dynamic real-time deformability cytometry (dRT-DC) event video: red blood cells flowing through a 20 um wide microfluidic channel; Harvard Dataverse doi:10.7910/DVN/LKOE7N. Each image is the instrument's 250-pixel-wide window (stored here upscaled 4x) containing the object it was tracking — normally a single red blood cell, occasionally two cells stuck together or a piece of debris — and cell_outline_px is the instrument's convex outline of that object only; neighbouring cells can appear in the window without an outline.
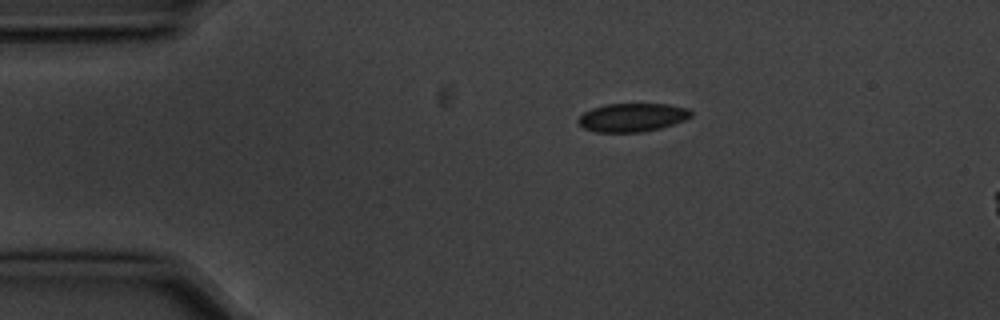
{"species": "common noctule bat (a hibernating species)", "species_latin": "Nyctalus noctula", "temperature_condition": "cold", "stored_images_in_passage": 3, "segment_of_instrument_passage": [1, 2], "camera_frame_rate_fps": 3000, "um_per_image_px": 0.085, "animal": {"sex": "male", "body_mass_g": 20.1, "forearm_length_mm": 53.5}, "frame": {"image": 1, "passage_image": 1, "time_ms": 0.0, "image_size_px": [1000, 320], "cell_outline_px": [[692, 116], [684, 120], [660, 128], [644, 132], [596, 132], [584, 128], [576, 120], [584, 112], [592, 108], [608, 104], [668, 104], [688, 108], [692, 112]], "centroid_in_image_um": [53.74, 9.98], "position_along_channel_um": 31.3, "area_um2": 18.67}}